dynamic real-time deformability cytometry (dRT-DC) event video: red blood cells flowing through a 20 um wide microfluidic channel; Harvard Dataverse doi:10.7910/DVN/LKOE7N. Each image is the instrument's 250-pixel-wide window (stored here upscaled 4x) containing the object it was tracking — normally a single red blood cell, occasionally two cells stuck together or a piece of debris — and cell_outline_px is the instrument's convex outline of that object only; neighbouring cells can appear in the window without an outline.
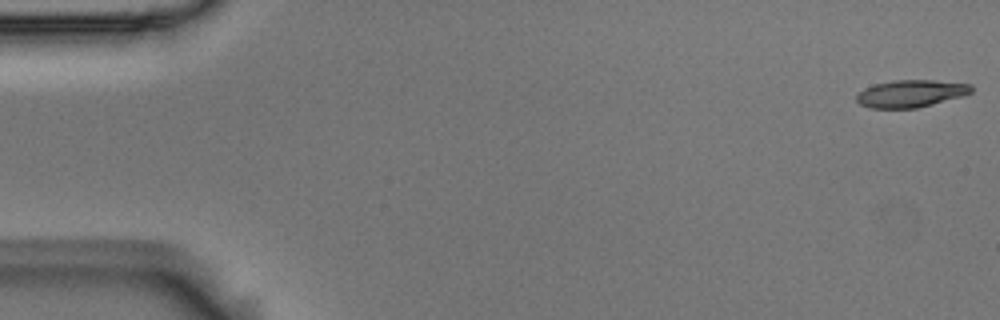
{"species": "Egyptian fruit bat (a non-hibernating species)", "species_latin": "Rousettus aegyptiacus", "temperature_condition": "room temperature", "stored_images_in_passage": 15, "camera_frame_rate_fps": 3000, "um_per_image_px": 0.085, "animal": {"sex": "male"}, "frame": {"image": 1, "passage_image": 1, "time_ms": 0.0, "image_size_px": [1000, 320], "cell_outline_px": [[972, 92], [964, 96], [916, 108], [868, 108], [860, 104], [856, 100], [856, 96], [864, 88], [876, 84], [892, 80], [932, 80], [972, 84]], "centroid_in_image_um": [77.43, 7.95], "position_along_channel_um": 7.6, "area_um2": 18.26}}
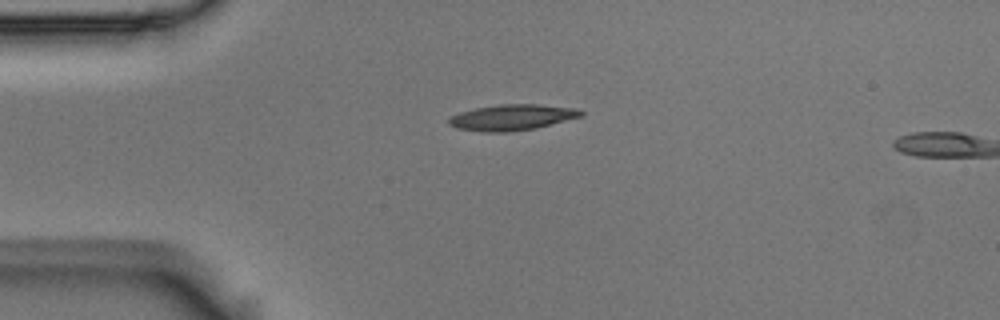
{"frame": {"image": 2, "passage_image": 13, "time_ms": 4.0, "image_size_px": [1000, 320], "cell_outline_px": [[584, 112], [580, 116], [536, 128], [508, 132], [484, 132], [456, 128], [448, 124], [448, 120], [452, 116], [460, 112], [476, 108], [500, 104], [536, 104], [576, 108]], "centroid_in_image_um": [43.49, 9.98], "position_along_channel_um": 41.5, "area_um2": 19.71}}